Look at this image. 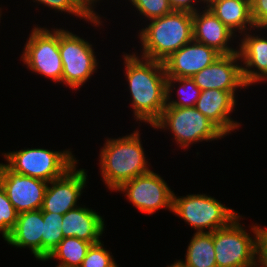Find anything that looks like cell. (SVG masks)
<instances>
[{"instance_id":"obj_32","label":"cell","mask_w":267,"mask_h":267,"mask_svg":"<svg viewBox=\"0 0 267 267\" xmlns=\"http://www.w3.org/2000/svg\"><path fill=\"white\" fill-rule=\"evenodd\" d=\"M99 0H81V2L91 11L93 12L95 15L96 13L94 12L93 6H94V2L96 3ZM93 4V5H92Z\"/></svg>"},{"instance_id":"obj_16","label":"cell","mask_w":267,"mask_h":267,"mask_svg":"<svg viewBox=\"0 0 267 267\" xmlns=\"http://www.w3.org/2000/svg\"><path fill=\"white\" fill-rule=\"evenodd\" d=\"M235 98L228 91L206 89L201 91L195 108L227 135L241 125L229 115L236 105Z\"/></svg>"},{"instance_id":"obj_30","label":"cell","mask_w":267,"mask_h":267,"mask_svg":"<svg viewBox=\"0 0 267 267\" xmlns=\"http://www.w3.org/2000/svg\"><path fill=\"white\" fill-rule=\"evenodd\" d=\"M258 239V265L267 267V229L261 227Z\"/></svg>"},{"instance_id":"obj_10","label":"cell","mask_w":267,"mask_h":267,"mask_svg":"<svg viewBox=\"0 0 267 267\" xmlns=\"http://www.w3.org/2000/svg\"><path fill=\"white\" fill-rule=\"evenodd\" d=\"M115 191L125 192L129 201L141 212L154 214L160 208L172 211L174 192L153 171L123 183Z\"/></svg>"},{"instance_id":"obj_25","label":"cell","mask_w":267,"mask_h":267,"mask_svg":"<svg viewBox=\"0 0 267 267\" xmlns=\"http://www.w3.org/2000/svg\"><path fill=\"white\" fill-rule=\"evenodd\" d=\"M44 4V6H48L57 11H64L69 14H73L75 16L80 17L81 19H85V21L89 20L94 25H101L99 15H95L91 12L82 2L81 0H35Z\"/></svg>"},{"instance_id":"obj_4","label":"cell","mask_w":267,"mask_h":267,"mask_svg":"<svg viewBox=\"0 0 267 267\" xmlns=\"http://www.w3.org/2000/svg\"><path fill=\"white\" fill-rule=\"evenodd\" d=\"M240 215L226 227L213 232V243L217 267H259L258 236L260 226H253L254 239L239 223Z\"/></svg>"},{"instance_id":"obj_24","label":"cell","mask_w":267,"mask_h":267,"mask_svg":"<svg viewBox=\"0 0 267 267\" xmlns=\"http://www.w3.org/2000/svg\"><path fill=\"white\" fill-rule=\"evenodd\" d=\"M62 220L63 215L61 214L43 212L42 261L51 254L64 238Z\"/></svg>"},{"instance_id":"obj_12","label":"cell","mask_w":267,"mask_h":267,"mask_svg":"<svg viewBox=\"0 0 267 267\" xmlns=\"http://www.w3.org/2000/svg\"><path fill=\"white\" fill-rule=\"evenodd\" d=\"M87 174L85 169L76 170V164L62 177L54 179L47 185L42 212L64 215L69 210L78 207L77 201L85 187Z\"/></svg>"},{"instance_id":"obj_33","label":"cell","mask_w":267,"mask_h":267,"mask_svg":"<svg viewBox=\"0 0 267 267\" xmlns=\"http://www.w3.org/2000/svg\"><path fill=\"white\" fill-rule=\"evenodd\" d=\"M168 267H186L181 260L176 261L174 264H171L170 266L168 265Z\"/></svg>"},{"instance_id":"obj_6","label":"cell","mask_w":267,"mask_h":267,"mask_svg":"<svg viewBox=\"0 0 267 267\" xmlns=\"http://www.w3.org/2000/svg\"><path fill=\"white\" fill-rule=\"evenodd\" d=\"M154 129H170L181 147L192 143L223 138L225 134L194 107H165ZM169 127V128H168Z\"/></svg>"},{"instance_id":"obj_17","label":"cell","mask_w":267,"mask_h":267,"mask_svg":"<svg viewBox=\"0 0 267 267\" xmlns=\"http://www.w3.org/2000/svg\"><path fill=\"white\" fill-rule=\"evenodd\" d=\"M253 35L246 32L238 49L240 60L245 65L242 67V77L247 86L267 80V38ZM252 67L257 70H252Z\"/></svg>"},{"instance_id":"obj_13","label":"cell","mask_w":267,"mask_h":267,"mask_svg":"<svg viewBox=\"0 0 267 267\" xmlns=\"http://www.w3.org/2000/svg\"><path fill=\"white\" fill-rule=\"evenodd\" d=\"M239 53L221 55L212 64L196 73L191 79L201 91L218 89L228 91L235 97L236 88H245Z\"/></svg>"},{"instance_id":"obj_8","label":"cell","mask_w":267,"mask_h":267,"mask_svg":"<svg viewBox=\"0 0 267 267\" xmlns=\"http://www.w3.org/2000/svg\"><path fill=\"white\" fill-rule=\"evenodd\" d=\"M24 47L22 61L32 72L62 82L63 65L59 52V29L34 27Z\"/></svg>"},{"instance_id":"obj_2","label":"cell","mask_w":267,"mask_h":267,"mask_svg":"<svg viewBox=\"0 0 267 267\" xmlns=\"http://www.w3.org/2000/svg\"><path fill=\"white\" fill-rule=\"evenodd\" d=\"M143 150L138 130L121 138L107 139L99 161L103 181L109 189L117 190L123 183L151 171Z\"/></svg>"},{"instance_id":"obj_28","label":"cell","mask_w":267,"mask_h":267,"mask_svg":"<svg viewBox=\"0 0 267 267\" xmlns=\"http://www.w3.org/2000/svg\"><path fill=\"white\" fill-rule=\"evenodd\" d=\"M132 5L136 7L141 15L148 20L159 18L171 13L173 10L170 7L168 0H130Z\"/></svg>"},{"instance_id":"obj_1","label":"cell","mask_w":267,"mask_h":267,"mask_svg":"<svg viewBox=\"0 0 267 267\" xmlns=\"http://www.w3.org/2000/svg\"><path fill=\"white\" fill-rule=\"evenodd\" d=\"M135 118L152 126L166 107V72L162 62L124 54Z\"/></svg>"},{"instance_id":"obj_23","label":"cell","mask_w":267,"mask_h":267,"mask_svg":"<svg viewBox=\"0 0 267 267\" xmlns=\"http://www.w3.org/2000/svg\"><path fill=\"white\" fill-rule=\"evenodd\" d=\"M180 83L179 100H171L172 84ZM173 88V89H172ZM201 90L191 78H166V107H194L200 97Z\"/></svg>"},{"instance_id":"obj_3","label":"cell","mask_w":267,"mask_h":267,"mask_svg":"<svg viewBox=\"0 0 267 267\" xmlns=\"http://www.w3.org/2000/svg\"><path fill=\"white\" fill-rule=\"evenodd\" d=\"M140 34L143 54L141 57L164 62L174 52L193 40L192 13L172 11L150 20Z\"/></svg>"},{"instance_id":"obj_21","label":"cell","mask_w":267,"mask_h":267,"mask_svg":"<svg viewBox=\"0 0 267 267\" xmlns=\"http://www.w3.org/2000/svg\"><path fill=\"white\" fill-rule=\"evenodd\" d=\"M186 267H217L213 243V232L195 233L188 245Z\"/></svg>"},{"instance_id":"obj_5","label":"cell","mask_w":267,"mask_h":267,"mask_svg":"<svg viewBox=\"0 0 267 267\" xmlns=\"http://www.w3.org/2000/svg\"><path fill=\"white\" fill-rule=\"evenodd\" d=\"M5 164L15 173L38 178L46 182L62 177L77 164L71 151H51L42 148L22 149L7 152Z\"/></svg>"},{"instance_id":"obj_9","label":"cell","mask_w":267,"mask_h":267,"mask_svg":"<svg viewBox=\"0 0 267 267\" xmlns=\"http://www.w3.org/2000/svg\"><path fill=\"white\" fill-rule=\"evenodd\" d=\"M59 52L63 65L62 83L77 90L97 70L92 44L72 32L59 29Z\"/></svg>"},{"instance_id":"obj_11","label":"cell","mask_w":267,"mask_h":267,"mask_svg":"<svg viewBox=\"0 0 267 267\" xmlns=\"http://www.w3.org/2000/svg\"><path fill=\"white\" fill-rule=\"evenodd\" d=\"M49 183L21 175L0 163V185L18 213L41 209Z\"/></svg>"},{"instance_id":"obj_18","label":"cell","mask_w":267,"mask_h":267,"mask_svg":"<svg viewBox=\"0 0 267 267\" xmlns=\"http://www.w3.org/2000/svg\"><path fill=\"white\" fill-rule=\"evenodd\" d=\"M104 231V220L97 212L86 207H76L63 215V237H77L96 244Z\"/></svg>"},{"instance_id":"obj_34","label":"cell","mask_w":267,"mask_h":267,"mask_svg":"<svg viewBox=\"0 0 267 267\" xmlns=\"http://www.w3.org/2000/svg\"><path fill=\"white\" fill-rule=\"evenodd\" d=\"M261 29H267V20L259 27Z\"/></svg>"},{"instance_id":"obj_31","label":"cell","mask_w":267,"mask_h":267,"mask_svg":"<svg viewBox=\"0 0 267 267\" xmlns=\"http://www.w3.org/2000/svg\"><path fill=\"white\" fill-rule=\"evenodd\" d=\"M168 1L173 11H185L192 14L198 11L193 4L194 1L196 2L197 0H168ZM200 1H203V3L205 2L207 3V0H200ZM197 2H199V0Z\"/></svg>"},{"instance_id":"obj_14","label":"cell","mask_w":267,"mask_h":267,"mask_svg":"<svg viewBox=\"0 0 267 267\" xmlns=\"http://www.w3.org/2000/svg\"><path fill=\"white\" fill-rule=\"evenodd\" d=\"M221 54L205 44L192 40L164 62L167 78H192L212 64Z\"/></svg>"},{"instance_id":"obj_15","label":"cell","mask_w":267,"mask_h":267,"mask_svg":"<svg viewBox=\"0 0 267 267\" xmlns=\"http://www.w3.org/2000/svg\"><path fill=\"white\" fill-rule=\"evenodd\" d=\"M198 12L192 14L193 40L215 49L221 55L237 53L238 50L228 46L232 36L235 37L234 33L208 8Z\"/></svg>"},{"instance_id":"obj_19","label":"cell","mask_w":267,"mask_h":267,"mask_svg":"<svg viewBox=\"0 0 267 267\" xmlns=\"http://www.w3.org/2000/svg\"><path fill=\"white\" fill-rule=\"evenodd\" d=\"M43 212L41 209L18 214L15 227L5 240L15 247H28L38 260H42Z\"/></svg>"},{"instance_id":"obj_7","label":"cell","mask_w":267,"mask_h":267,"mask_svg":"<svg viewBox=\"0 0 267 267\" xmlns=\"http://www.w3.org/2000/svg\"><path fill=\"white\" fill-rule=\"evenodd\" d=\"M172 212L183 218L197 233L205 229H208L205 232H214L226 227L238 216L231 208L205 194H190L180 198L173 194Z\"/></svg>"},{"instance_id":"obj_29","label":"cell","mask_w":267,"mask_h":267,"mask_svg":"<svg viewBox=\"0 0 267 267\" xmlns=\"http://www.w3.org/2000/svg\"><path fill=\"white\" fill-rule=\"evenodd\" d=\"M251 17L255 28L267 20V0H250Z\"/></svg>"},{"instance_id":"obj_20","label":"cell","mask_w":267,"mask_h":267,"mask_svg":"<svg viewBox=\"0 0 267 267\" xmlns=\"http://www.w3.org/2000/svg\"><path fill=\"white\" fill-rule=\"evenodd\" d=\"M206 5L234 34L236 30L245 34L249 30L247 26L250 29L255 28L251 17L250 0H207Z\"/></svg>"},{"instance_id":"obj_22","label":"cell","mask_w":267,"mask_h":267,"mask_svg":"<svg viewBox=\"0 0 267 267\" xmlns=\"http://www.w3.org/2000/svg\"><path fill=\"white\" fill-rule=\"evenodd\" d=\"M91 245V242L77 237L63 238L44 261L56 258V260H60L56 267H80Z\"/></svg>"},{"instance_id":"obj_27","label":"cell","mask_w":267,"mask_h":267,"mask_svg":"<svg viewBox=\"0 0 267 267\" xmlns=\"http://www.w3.org/2000/svg\"><path fill=\"white\" fill-rule=\"evenodd\" d=\"M80 267H117V264L100 241L91 245Z\"/></svg>"},{"instance_id":"obj_26","label":"cell","mask_w":267,"mask_h":267,"mask_svg":"<svg viewBox=\"0 0 267 267\" xmlns=\"http://www.w3.org/2000/svg\"><path fill=\"white\" fill-rule=\"evenodd\" d=\"M18 212L9 201L6 192L0 185V232L6 240L16 225Z\"/></svg>"}]
</instances>
